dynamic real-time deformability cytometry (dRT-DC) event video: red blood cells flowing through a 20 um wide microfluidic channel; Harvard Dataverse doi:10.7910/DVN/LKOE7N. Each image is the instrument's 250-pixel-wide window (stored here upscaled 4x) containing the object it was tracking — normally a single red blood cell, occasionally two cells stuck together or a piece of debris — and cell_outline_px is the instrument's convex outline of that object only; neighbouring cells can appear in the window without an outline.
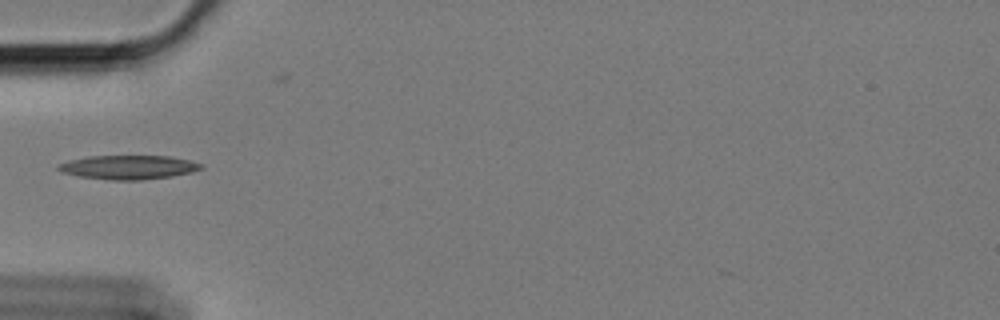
{"species": "Egyptian fruit bat (a non-hibernating species)", "species_latin": "Rousettus aegyptiacus", "temperature_condition": "cold", "stored_images_in_passage": 35, "camera_frame_rate_fps": 3000, "um_per_image_px": 0.085, "animal": {"sex": "female"}, "frame": {"image": 1, "passage_image": 1, "time_ms": 0.0, "image_size_px": [1000, 320], "cell_outline_px": [[204, 168], [192, 172], [172, 176], [140, 180], [108, 180], [80, 176], [60, 172], [56, 168], [56, 164], [68, 160], [88, 156], [168, 156], [192, 160], [204, 164]], "centroid_in_image_um": [10.91, 14.21], "position_along_channel_um": 74.1, "area_um2": 20.23}}
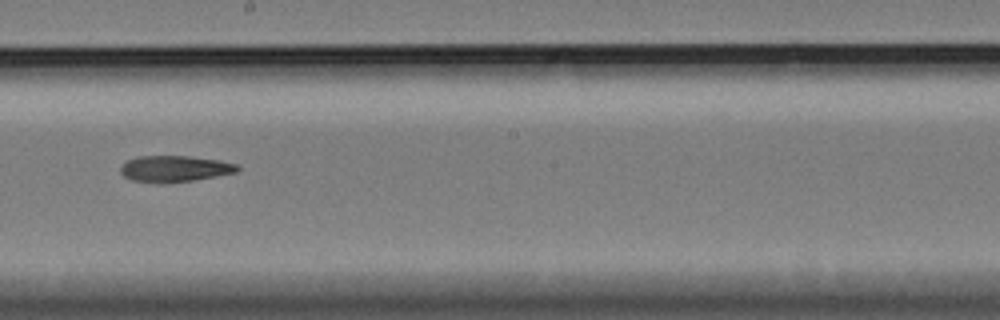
{"frame": {"image": 2, "passage_image": 15, "time_ms": 4.667, "image_size_px": [1000, 320], "cell_outline_px": [[240, 168], [236, 172], [192, 180], [160, 184], [132, 180], [124, 176], [120, 172], [120, 168], [128, 160], [136, 156], [188, 156], [220, 160], [236, 164]], "centroid_in_image_um": [14.81, 14.34], "position_along_channel_um": 233.4, "area_um2": 17.8}}
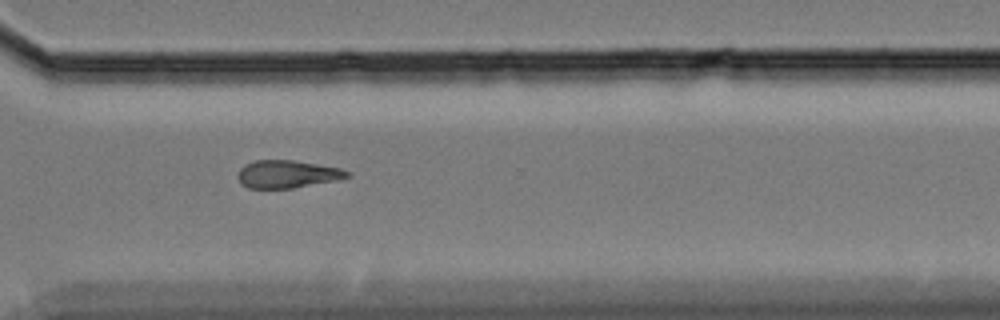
{"frame": {"image": 3, "passage_image": 25, "time_ms": 8.0, "image_size_px": [1000, 320], "cell_outline_px": [[352, 176], [336, 180], [292, 188], [248, 188], [240, 184], [236, 176], [240, 168], [244, 164], [256, 160], [292, 160], [340, 168], [348, 172]], "centroid_in_image_um": [24.36, 14.8], "position_along_channel_um": 346.2, "area_um2": 17.63}}